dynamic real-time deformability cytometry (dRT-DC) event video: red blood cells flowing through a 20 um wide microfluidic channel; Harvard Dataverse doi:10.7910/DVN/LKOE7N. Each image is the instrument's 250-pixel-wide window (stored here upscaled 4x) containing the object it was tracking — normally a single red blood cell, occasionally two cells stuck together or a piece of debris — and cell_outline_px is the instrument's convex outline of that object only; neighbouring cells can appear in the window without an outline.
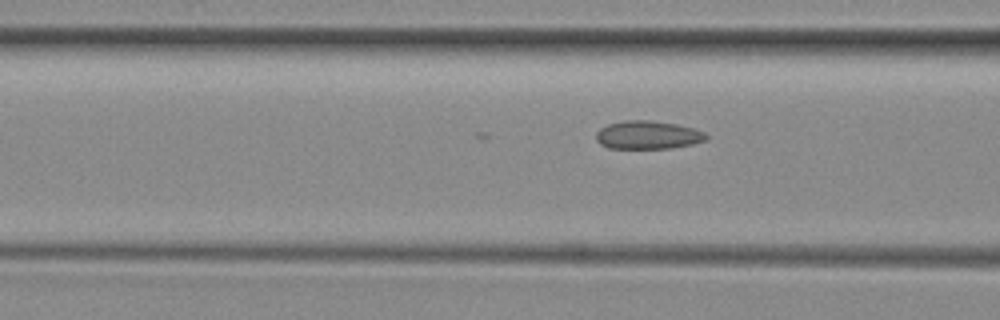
{"species": "common noctule bat (a hibernating species)", "species_latin": "Nyctalus noctula", "temperature_condition": "room temperature", "stored_images_in_passage": 20, "camera_frame_rate_fps": 3000, "um_per_image_px": 0.085, "animal": {"sex": "female", "body_mass_g": 29.2, "forearm_length_mm": 56.3}, "frame": {"image": 1, "passage_image": 20, "time_ms": 6.333, "image_size_px": [1000, 320], "cell_outline_px": [[708, 140], [692, 144], [672, 148], [608, 148], [600, 144], [596, 140], [596, 132], [600, 128], [608, 124], [624, 120], [652, 120], [676, 124], [692, 128], [704, 132], [708, 136]], "centroid_in_image_um": [55.06, 11.47], "position_along_channel_um": 111.5, "area_um2": 18.21}}